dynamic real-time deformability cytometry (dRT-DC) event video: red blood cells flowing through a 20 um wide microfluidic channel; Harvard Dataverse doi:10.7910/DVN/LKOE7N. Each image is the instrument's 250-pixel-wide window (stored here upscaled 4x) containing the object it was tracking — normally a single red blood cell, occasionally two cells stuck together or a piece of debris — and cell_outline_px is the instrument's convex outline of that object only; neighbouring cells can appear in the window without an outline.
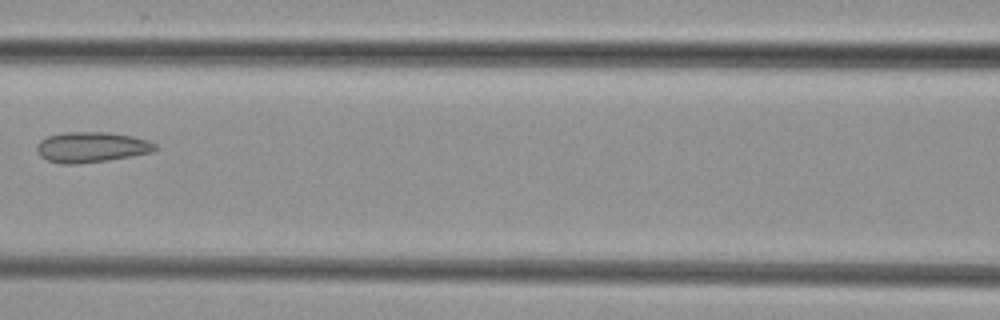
{"species": "common noctule bat (a hibernating species)", "species_latin": "Nyctalus noctula", "temperature_condition": "cold", "stored_images_in_passage": 3, "camera_frame_rate_fps": 3000, "um_per_image_px": 0.085, "animal": {"sex": "female", "body_mass_g": 29.2, "forearm_length_mm": 56.3}, "frame": {"image": 1, "passage_image": 3, "time_ms": 2.333, "image_size_px": [1000, 320], "cell_outline_px": [[156, 148], [152, 152], [132, 156], [108, 160], [76, 164], [60, 164], [48, 160], [40, 156], [36, 152], [36, 144], [40, 140], [48, 136], [64, 132], [108, 132], [132, 136], [148, 140], [156, 144]], "centroid_in_image_um": [7.74, 12.51], "position_along_channel_um": 158.9, "area_um2": 21.1}}